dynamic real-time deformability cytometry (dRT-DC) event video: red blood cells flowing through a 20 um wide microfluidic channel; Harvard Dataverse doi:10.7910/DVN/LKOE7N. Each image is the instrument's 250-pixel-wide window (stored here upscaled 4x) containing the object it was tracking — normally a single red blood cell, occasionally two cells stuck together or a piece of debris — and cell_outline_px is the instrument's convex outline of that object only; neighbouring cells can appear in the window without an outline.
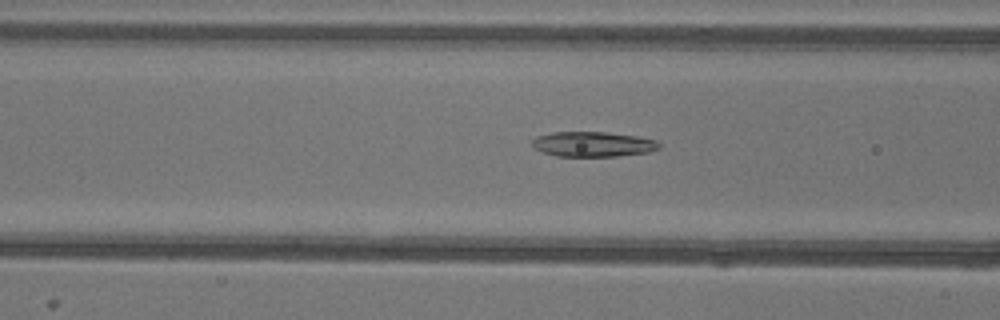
{"species": "common noctule bat (a hibernating species)", "species_latin": "Nyctalus noctula", "temperature_condition": "warm", "stored_images_in_passage": 51, "camera_frame_rate_fps": 3000, "um_per_image_px": 0.085, "animal": {"sex": "female"}, "frame": {"image": 1, "passage_image": 19, "time_ms": 6.0, "image_size_px": [1000, 320], "cell_outline_px": [[660, 148], [648, 152], [616, 156], [556, 156], [540, 152], [532, 148], [532, 140], [536, 136], [552, 132], [604, 132], [636, 136], [656, 140], [660, 144]], "centroid_in_image_um": [50.34, 12.26], "position_along_channel_um": 116.3, "area_um2": 18.61}}
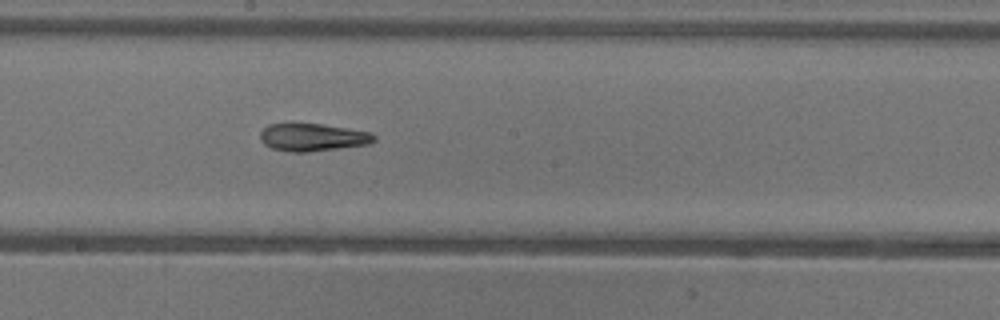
{"frame": {"image": 2, "passage_image": 27, "time_ms": 8.667, "image_size_px": [1000, 320], "cell_outline_px": [[376, 140], [368, 144], [308, 152], [292, 152], [272, 148], [264, 144], [260, 140], [260, 132], [268, 124], [320, 124], [372, 132], [376, 136]], "centroid_in_image_um": [26.58, 11.67], "position_along_channel_um": 221.6, "area_um2": 18.21}}
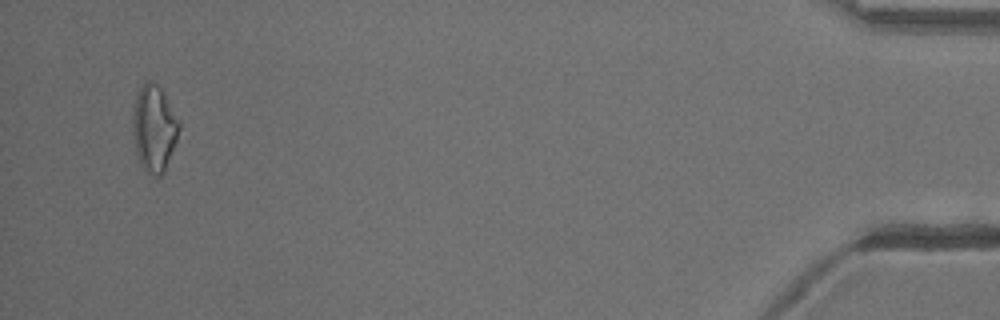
{"frame": {"image": 3, "passage_image": 49, "time_ms": 16.0, "image_size_px": [1000, 320], "cell_outline_px": [[180, 128], [176, 140], [164, 172], [156, 180], [136, 160], [132, 140], [132, 112], [136, 96], [140, 88], [148, 80], [156, 84], [160, 88], [180, 124]], "centroid_in_image_um": [13.04, 10.99], "position_along_channel_um": 422.2, "area_um2": 23.41}, "authors_computed_cell_mechanics": {"area_um2": 19.5942, "velocity_mm_per_s": 3.9448, "shape_relaxation_time_tau1_ms": null, "shape_relaxation_time_tau2_ms": 4.3535, "deformation_change_tau1": null, "deformation_change_tau2": 0.1505}}